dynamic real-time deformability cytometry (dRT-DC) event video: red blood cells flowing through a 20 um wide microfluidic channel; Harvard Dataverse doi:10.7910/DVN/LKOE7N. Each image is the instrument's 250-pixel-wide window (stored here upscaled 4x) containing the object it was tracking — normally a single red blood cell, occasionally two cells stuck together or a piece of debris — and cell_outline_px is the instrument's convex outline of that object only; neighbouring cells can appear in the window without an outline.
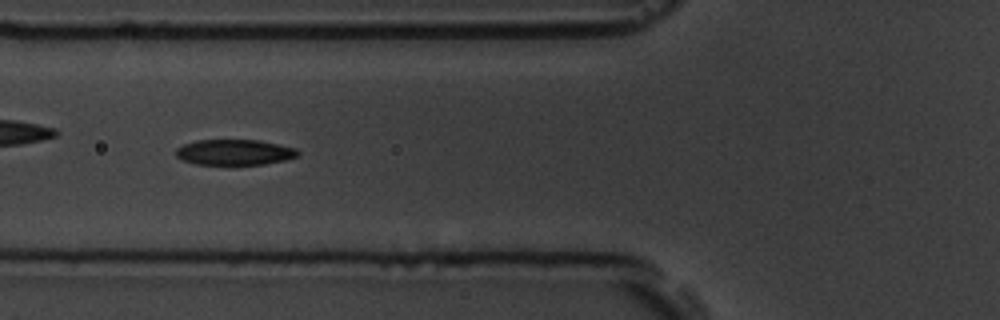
{"species": "common noctule bat (a hibernating species)", "species_latin": "Nyctalus noctula", "temperature_condition": "room temperature", "stored_images_in_passage": 8, "camera_frame_rate_fps": 3000, "um_per_image_px": 0.085, "animal": {"sex": "male", "body_mass_g": 19.5, "forearm_length_mm": 54.6}, "frame": {"image": 1, "passage_image": 6, "time_ms": 6.667, "image_size_px": [1000, 320], "cell_outline_px": [[300, 156], [284, 160], [264, 164], [236, 168], [196, 164], [184, 160], [176, 156], [176, 148], [184, 144], [196, 140], [260, 140], [296, 148], [300, 152]], "centroid_in_image_um": [19.95, 12.99], "position_along_channel_um": 105.8, "area_um2": 19.13}}